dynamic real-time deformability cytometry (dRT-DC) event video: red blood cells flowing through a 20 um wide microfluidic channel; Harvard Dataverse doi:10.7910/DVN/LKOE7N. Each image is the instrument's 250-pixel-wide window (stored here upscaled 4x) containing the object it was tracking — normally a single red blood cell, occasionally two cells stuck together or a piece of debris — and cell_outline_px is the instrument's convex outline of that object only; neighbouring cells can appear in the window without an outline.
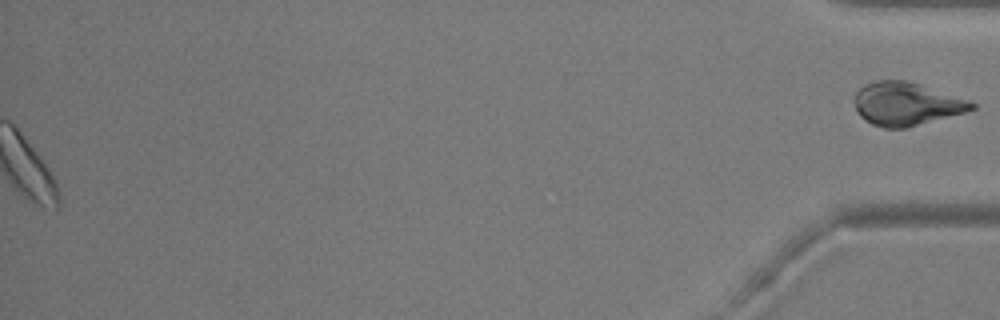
{"species": "common noctule bat (a hibernating species)", "species_latin": "Nyctalus noctula", "temperature_condition": "warm", "stored_images_in_passage": 56, "segment_of_instrument_passage": [2, 2], "camera_frame_rate_fps": 3000, "um_per_image_px": 0.085, "animal": {"sex": "male", "body_mass_g": 20.5, "forearm_length_mm": 52.5}, "frame": {"image": 1, "passage_image": 56, "time_ms": 18.333, "image_size_px": [1000, 320], "cell_outline_px": [[976, 108], [964, 112], [904, 128], [884, 128], [872, 124], [864, 120], [856, 112], [852, 100], [856, 92], [864, 84], [876, 80], [908, 80], [920, 84], [976, 104]], "centroid_in_image_um": [76.93, 8.82], "position_along_channel_um": 358.3, "area_um2": 29.19}}